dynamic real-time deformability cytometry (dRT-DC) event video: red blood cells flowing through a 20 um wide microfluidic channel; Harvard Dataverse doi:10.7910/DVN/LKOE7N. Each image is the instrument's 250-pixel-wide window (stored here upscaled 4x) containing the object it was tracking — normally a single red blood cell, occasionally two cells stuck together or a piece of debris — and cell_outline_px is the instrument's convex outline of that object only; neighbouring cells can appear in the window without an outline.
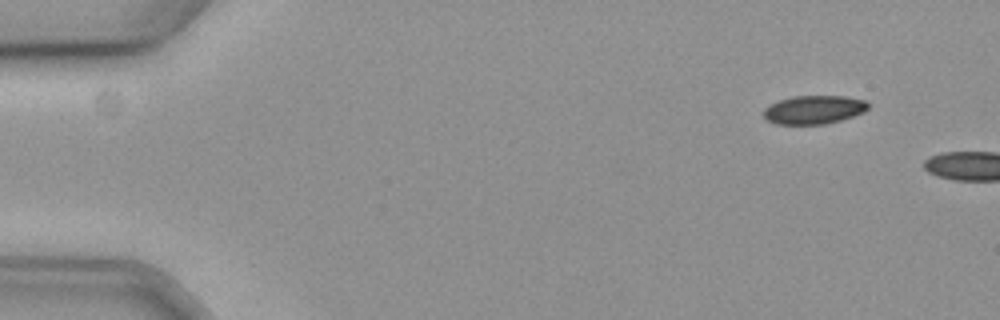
{"species": "common noctule bat (a hibernating species)", "species_latin": "Nyctalus noctula", "temperature_condition": "cold", "stored_images_in_passage": 5, "camera_frame_rate_fps": 3000, "um_per_image_px": 0.085, "animal": {"sex": "female", "body_mass_g": 19.3, "forearm_length_mm": 54.1}, "frame": {"image": 1, "passage_image": 1, "time_ms": 0.0, "image_size_px": [1000, 320], "cell_outline_px": [[868, 108], [864, 112], [840, 120], [824, 124], [776, 124], [768, 120], [764, 116], [764, 108], [780, 100], [792, 96], [844, 96], [864, 100], [868, 104]], "centroid_in_image_um": [69.18, 9.32], "position_along_channel_um": 15.8, "area_um2": 17.17}}